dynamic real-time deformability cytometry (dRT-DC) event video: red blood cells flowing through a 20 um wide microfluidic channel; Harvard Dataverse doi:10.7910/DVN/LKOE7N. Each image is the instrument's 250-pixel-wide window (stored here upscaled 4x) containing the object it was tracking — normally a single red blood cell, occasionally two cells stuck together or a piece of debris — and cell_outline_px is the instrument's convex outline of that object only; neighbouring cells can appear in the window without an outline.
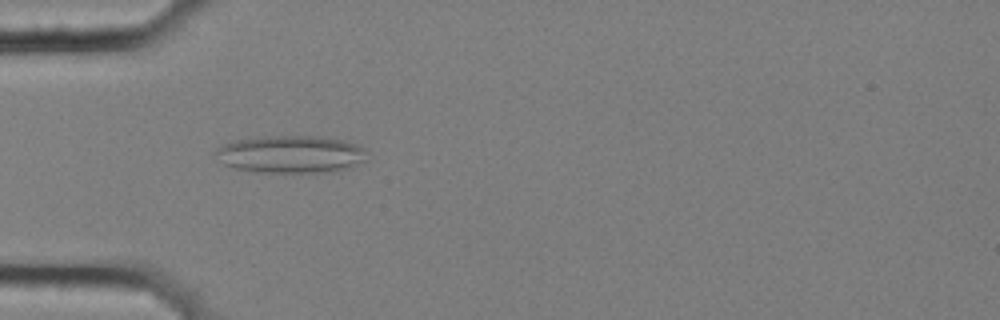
{"species": "common noctule bat (a hibernating species)", "species_latin": "Nyctalus noctula", "temperature_condition": "cold", "stored_images_in_passage": 57, "camera_frame_rate_fps": 3000, "um_per_image_px": 0.085, "animal": {"sex": "female", "body_mass_g": 25.1}, "frame": {"image": 1, "passage_image": 18, "time_ms": 5.667, "image_size_px": [1000, 320], "cell_outline_px": [[368, 152], [364, 160], [348, 168], [332, 172], [256, 172], [236, 168], [224, 164], [212, 152], [216, 148], [224, 144], [236, 140], [256, 136], [320, 136], [344, 140], [356, 144], [364, 148]], "centroid_in_image_um": [24.71, 13.1], "position_along_channel_um": 60.3, "area_um2": 33.29}}
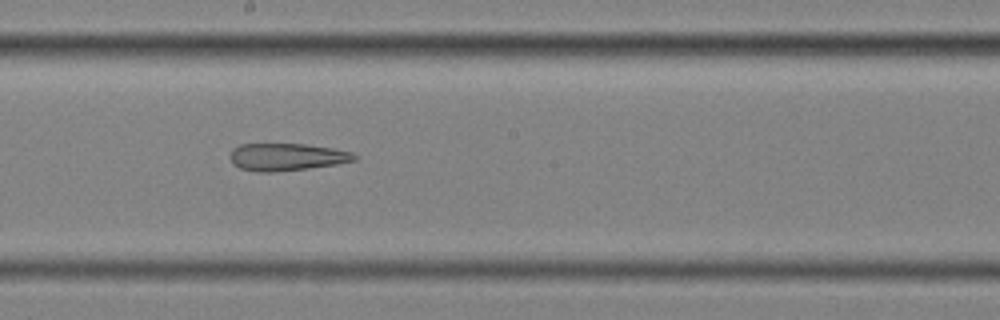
{"frame": {"image": 2, "passage_image": 32, "time_ms": 10.333, "image_size_px": [1000, 320], "cell_outline_px": [[360, 156], [356, 160], [336, 164], [308, 168], [276, 172], [256, 172], [240, 168], [232, 164], [228, 156], [232, 148], [240, 144], [308, 144], [332, 148], [352, 152]], "centroid_in_image_um": [24.34, 13.34], "position_along_channel_um": 223.9, "area_um2": 20.11}}
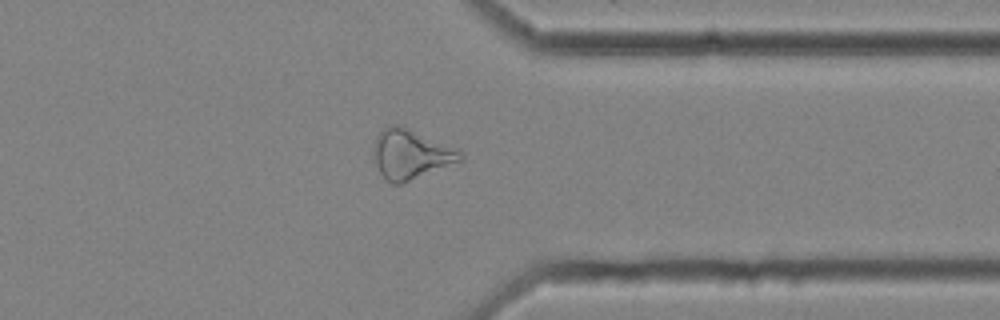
{"frame": {"image": 3, "passage_image": 45, "time_ms": 14.667, "image_size_px": [1000, 320], "cell_outline_px": [[464, 156], [460, 160], [400, 184], [392, 184], [380, 172], [372, 160], [372, 148], [376, 136], [388, 124], [400, 124], [460, 148]], "centroid_in_image_um": [34.88, 13.05], "position_along_channel_um": 376.5, "area_um2": 25.32}, "authors_computed_cell_mechanics": {"area_um2": 26.4724, "velocity_mm_per_s": 3.59, "shape_relaxation_time_tau1_ms": null, "shape_relaxation_time_tau2_ms": 10.173, "deformation_change_tau1": null, "deformation_change_tau2": 0.2998}}